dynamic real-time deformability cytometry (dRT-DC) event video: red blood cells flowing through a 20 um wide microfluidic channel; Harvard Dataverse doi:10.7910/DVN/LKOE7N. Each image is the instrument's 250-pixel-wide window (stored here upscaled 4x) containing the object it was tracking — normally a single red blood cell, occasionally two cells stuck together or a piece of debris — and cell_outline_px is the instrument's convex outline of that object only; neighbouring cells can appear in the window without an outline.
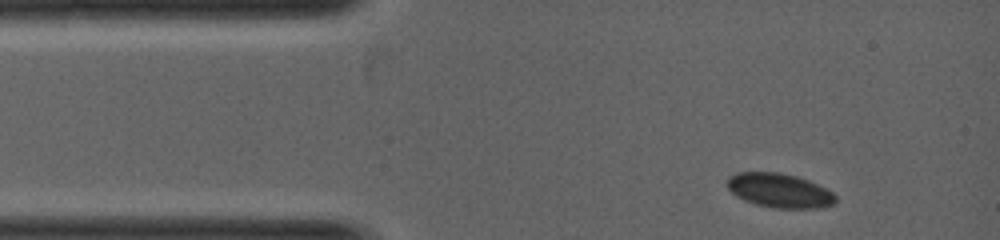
{"species": "common noctule bat (a hibernating species)", "species_latin": "Nyctalus noctula", "temperature_condition": "warm", "stored_images_in_passage": 2, "camera_frame_rate_fps": 5000, "um_per_image_px": 0.085, "animal": {"sex": "female", "body_mass_g": 19.0, "forearm_length_mm": 53.3}, "frame": {"image": 1, "passage_image": 2, "time_ms": 0.6, "image_size_px": [1000, 240], "cell_outline_px": [[836, 200], [832, 204], [820, 208], [772, 208], [756, 204], [744, 200], [736, 196], [724, 184], [728, 176], [736, 172], [780, 172], [796, 176], [808, 180], [832, 192], [836, 196]], "centroid_in_image_um": [66.2, 16.18], "position_along_channel_um": 18.8, "area_um2": 21.73}}